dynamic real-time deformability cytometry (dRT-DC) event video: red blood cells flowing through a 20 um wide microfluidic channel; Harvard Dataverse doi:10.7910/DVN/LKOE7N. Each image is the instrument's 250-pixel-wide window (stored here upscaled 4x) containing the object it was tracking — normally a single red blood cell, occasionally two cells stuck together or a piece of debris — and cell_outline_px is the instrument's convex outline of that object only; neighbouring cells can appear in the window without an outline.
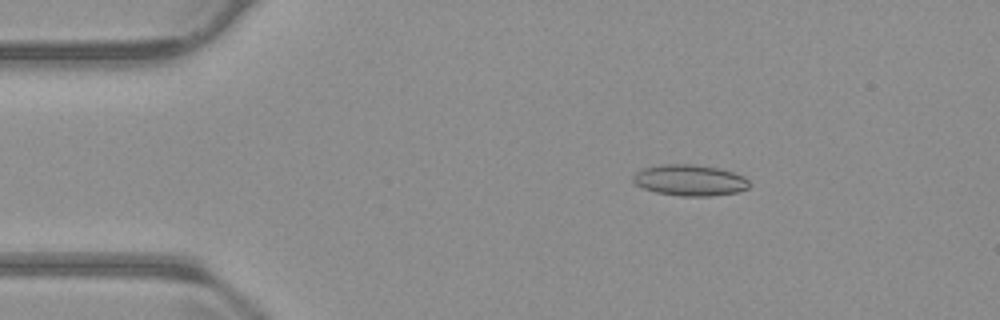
{"species": "common noctule bat (a hibernating species)", "species_latin": "Nyctalus noctula", "temperature_condition": "warm", "stored_images_in_passage": 53, "camera_frame_rate_fps": 3000, "um_per_image_px": 0.085, "animal": {"sex": "male", "body_mass_g": 23.1, "forearm_length_mm": 52.7}, "frame": {"image": 1, "passage_image": 8, "time_ms": 2.333, "image_size_px": [1000, 320], "cell_outline_px": [[748, 188], [736, 192], [712, 196], [680, 196], [656, 192], [644, 188], [636, 184], [632, 180], [632, 176], [636, 172], [644, 168], [660, 164], [692, 164], [720, 168], [744, 176], [748, 180]], "centroid_in_image_um": [58.62, 15.31], "position_along_channel_um": 26.4, "area_um2": 21.04}}
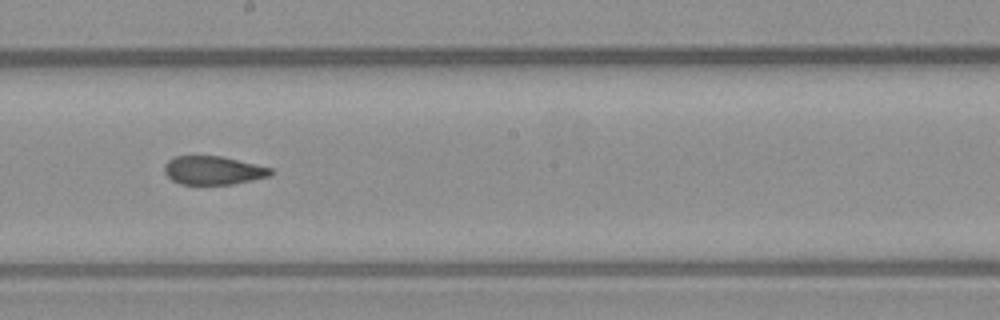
{"frame": {"image": 2, "passage_image": 29, "time_ms": 9.333, "image_size_px": [1000, 320], "cell_outline_px": [[272, 176], [232, 184], [180, 184], [172, 180], [164, 172], [164, 164], [172, 156], [220, 156], [256, 164], [272, 168]], "centroid_in_image_um": [18.11, 14.48], "position_along_channel_um": 230.1, "area_um2": 17.69}}
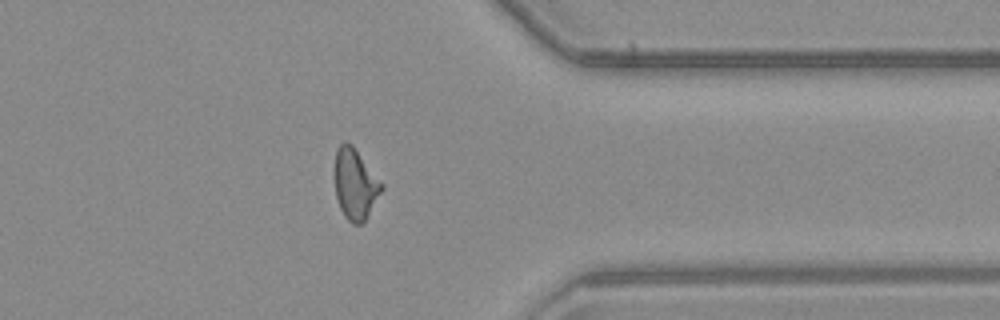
{"frame": {"image": 3, "passage_image": 42, "time_ms": 13.667, "image_size_px": [1000, 320], "cell_outline_px": [[384, 188], [364, 224], [352, 224], [344, 216], [340, 208], [336, 196], [332, 172], [336, 148], [344, 140], [352, 144], [384, 184]], "centroid_in_image_um": [30.17, 15.63], "position_along_channel_um": 381.2, "area_um2": 20.11}, "authors_computed_cell_mechanics": {"area_um2": 19.363, "velocity_mm_per_s": 3.7682, "shape_relaxation_time_tau1_ms": null, "shape_relaxation_time_tau2_ms": 2.73, "deformation_change_tau1": null, "deformation_change_tau2": 0.0943}}